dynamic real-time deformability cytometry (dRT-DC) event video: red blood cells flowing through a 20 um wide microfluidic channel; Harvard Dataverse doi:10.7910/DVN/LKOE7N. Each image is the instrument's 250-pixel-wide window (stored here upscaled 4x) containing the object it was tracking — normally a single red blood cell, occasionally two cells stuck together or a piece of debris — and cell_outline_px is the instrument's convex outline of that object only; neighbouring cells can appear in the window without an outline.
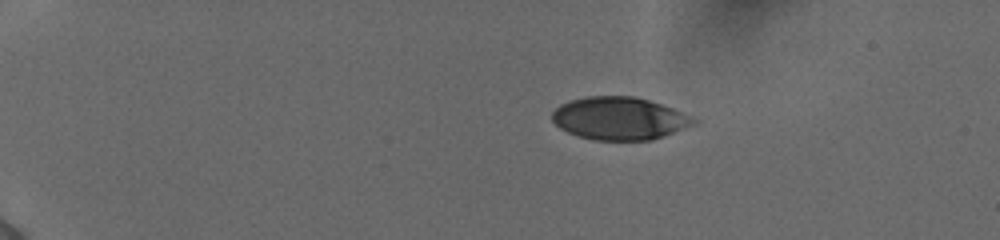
{"species": "human", "species_latin": "Homo sapiens", "temperature_condition": "cold", "stored_images_in_passage": 44, "camera_frame_rate_fps": 3000, "um_per_image_px": 0.085, "donor": {"sex": "female"}, "frame": {"image": 1, "passage_image": 1, "time_ms": 0.0, "image_size_px": [1000, 240], "cell_outline_px": [[700, 120], [696, 124], [664, 136], [652, 140], [592, 140], [568, 132], [560, 128], [552, 120], [552, 112], [560, 104], [572, 100], [588, 96], [636, 96], [672, 108]], "centroid_in_image_um": [52.67, 10.07], "position_along_channel_um": 32.3, "area_um2": 35.2}}
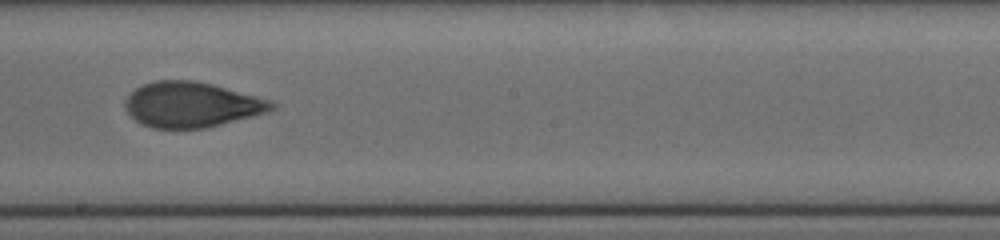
{"frame": {"image": 2, "passage_image": 24, "time_ms": 7.667, "image_size_px": [1000, 240], "cell_outline_px": [[276, 108], [268, 112], [208, 128], [152, 128], [140, 124], [124, 108], [124, 100], [136, 88], [144, 84], [156, 80], [192, 80], [212, 84], [272, 100], [276, 104]], "centroid_in_image_um": [16.3, 8.9], "position_along_channel_um": 231.9, "area_um2": 38.78}}
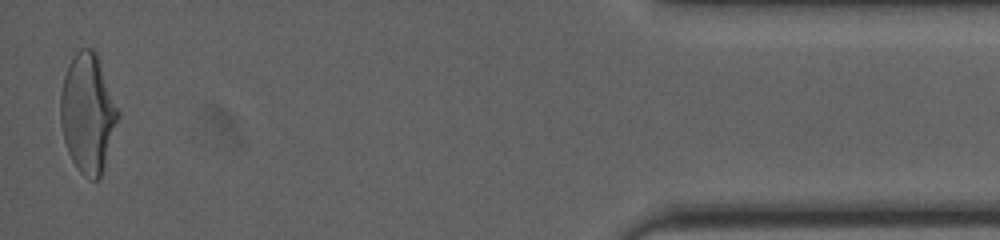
{"frame": {"image": 3, "passage_image": 44, "time_ms": 14.333, "image_size_px": [1000, 240], "cell_outline_px": [[120, 116], [100, 176], [96, 180], [92, 180], [84, 176], [76, 168], [68, 152], [64, 140], [60, 120], [60, 96], [64, 76], [68, 64], [76, 52], [80, 48], [92, 48], [96, 52], [120, 112]], "centroid_in_image_um": [7.45, 9.61], "position_along_channel_um": 427.7, "area_um2": 39.77}, "authors_computed_cell_mechanics": {"area_um2": 38.5237, "velocity_mm_per_s": 3.8841, "shape_relaxation_time_tau1_ms": 5.6604, "shape_relaxation_time_tau2_ms": 1.1974, "deformation_change_tau1": 0.1933, "deformation_change_tau2": 0.075}}